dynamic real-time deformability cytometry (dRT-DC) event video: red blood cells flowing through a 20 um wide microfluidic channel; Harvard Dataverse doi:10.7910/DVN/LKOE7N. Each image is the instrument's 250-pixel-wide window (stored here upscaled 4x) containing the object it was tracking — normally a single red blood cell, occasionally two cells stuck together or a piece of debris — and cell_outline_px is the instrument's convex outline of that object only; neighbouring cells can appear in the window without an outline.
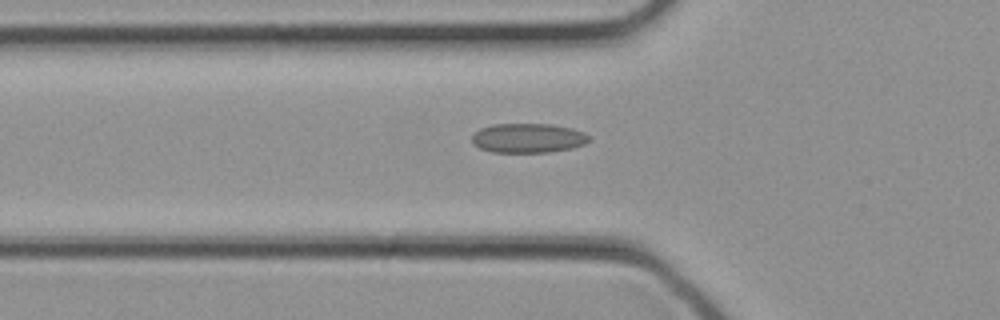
{"species": "common noctule bat (a hibernating species)", "species_latin": "Nyctalus noctula", "temperature_condition": "cold", "stored_images_in_passage": 29, "camera_frame_rate_fps": 3000, "um_per_image_px": 0.085, "animal": {"sex": "female", "body_mass_g": 21.9}, "frame": {"image": 1, "passage_image": 11, "time_ms": 3.333, "image_size_px": [1000, 320], "cell_outline_px": [[592, 140], [584, 144], [572, 148], [548, 152], [492, 152], [480, 148], [472, 144], [472, 136], [480, 128], [492, 124], [552, 124], [572, 128], [584, 132], [592, 136]], "centroid_in_image_um": [44.92, 11.73], "position_along_channel_um": 80.9, "area_um2": 20.29}}
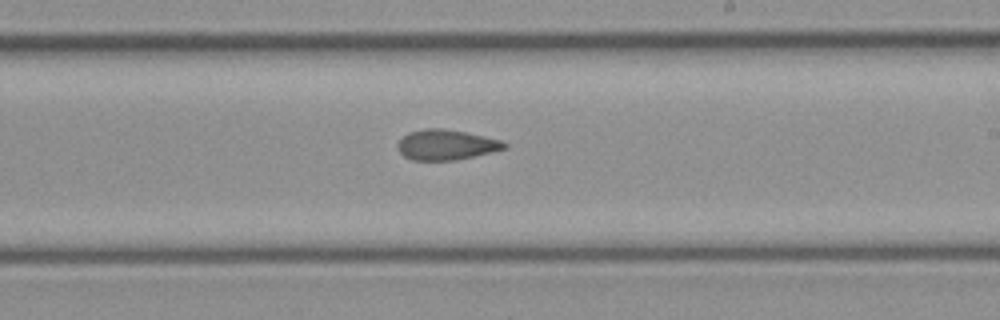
{"frame": {"image": 2, "passage_image": 19, "time_ms": 6.0, "image_size_px": [1000, 320], "cell_outline_px": [[508, 148], [492, 152], [456, 160], [412, 160], [404, 156], [396, 148], [396, 144], [408, 132], [428, 128], [440, 128], [464, 132], [504, 140], [508, 144]], "centroid_in_image_um": [37.95, 12.31], "position_along_channel_um": 251.1, "area_um2": 18.9}}
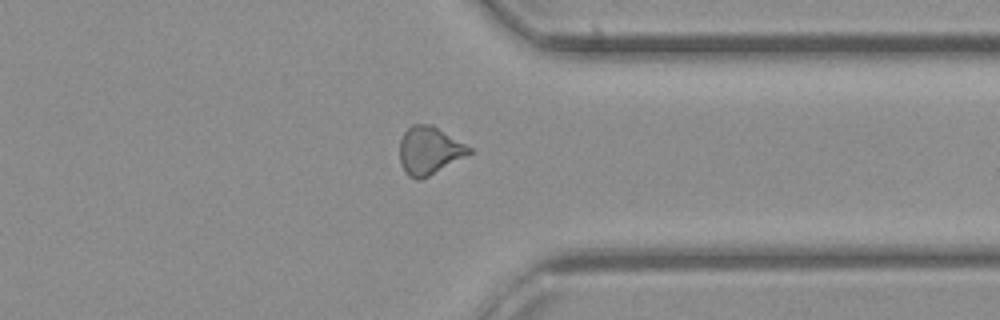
{"frame": {"image": 3, "passage_image": 25, "time_ms": 8.0, "image_size_px": [1000, 320], "cell_outline_px": [[472, 152], [428, 176], [420, 180], [416, 180], [408, 176], [404, 172], [400, 164], [400, 140], [404, 132], [412, 124], [432, 124], [472, 148]], "centroid_in_image_um": [36.45, 12.79], "position_along_channel_um": 374.9, "area_um2": 19.25}}